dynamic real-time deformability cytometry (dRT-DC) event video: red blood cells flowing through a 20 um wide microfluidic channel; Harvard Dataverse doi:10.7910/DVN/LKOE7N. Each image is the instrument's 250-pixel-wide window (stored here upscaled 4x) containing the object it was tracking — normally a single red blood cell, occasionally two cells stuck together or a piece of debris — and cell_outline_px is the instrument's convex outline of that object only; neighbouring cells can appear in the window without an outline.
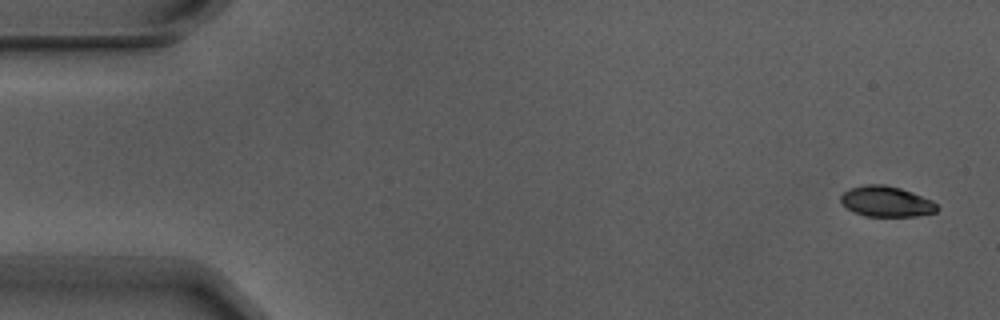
{"species": "Egyptian fruit bat (a non-hibernating species)", "species_latin": "Rousettus aegyptiacus", "temperature_condition": "warm", "stored_images_in_passage": 4, "camera_frame_rate_fps": 3000, "um_per_image_px": 0.085, "animal": {"sex": "male"}, "frame": {"image": 1, "passage_image": 1, "time_ms": 0.0, "image_size_px": [1000, 320], "cell_outline_px": [[940, 208], [936, 212], [916, 216], [864, 216], [852, 212], [840, 200], [840, 196], [848, 188], [868, 184], [884, 184], [900, 188], [912, 192], [932, 200]], "centroid_in_image_um": [75.34, 17.13], "position_along_channel_um": 9.7, "area_um2": 17.22}}